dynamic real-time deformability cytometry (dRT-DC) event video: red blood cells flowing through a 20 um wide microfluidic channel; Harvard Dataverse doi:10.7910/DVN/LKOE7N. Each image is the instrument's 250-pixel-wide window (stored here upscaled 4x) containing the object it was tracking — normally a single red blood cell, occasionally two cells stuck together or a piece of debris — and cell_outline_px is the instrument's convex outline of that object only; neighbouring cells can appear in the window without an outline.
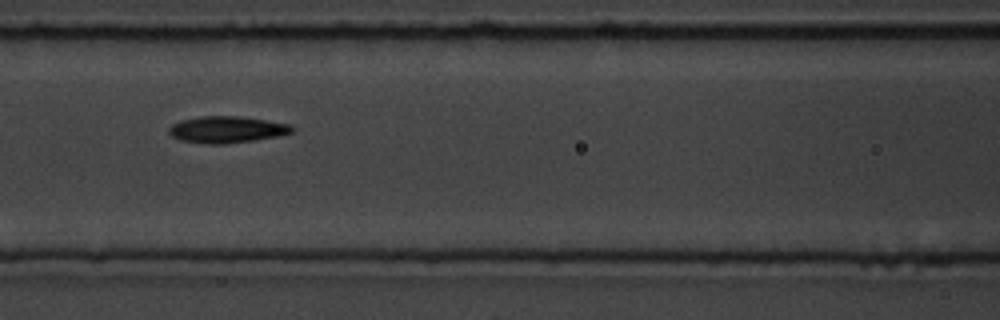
{"species": "common noctule bat (a hibernating species)", "species_latin": "Nyctalus noctula", "temperature_condition": "room temperature", "stored_images_in_passage": 11, "camera_frame_rate_fps": 3000, "um_per_image_px": 0.085, "animal": {"sex": "male", "body_mass_g": 19.5, "forearm_length_mm": 54.6}, "frame": {"image": 1, "passage_image": 7, "time_ms": 7.667, "image_size_px": [1000, 320], "cell_outline_px": [[296, 128], [292, 132], [276, 136], [252, 140], [224, 144], [212, 144], [180, 140], [172, 136], [168, 132], [168, 128], [172, 124], [180, 120], [200, 116], [240, 116], [292, 124]], "centroid_in_image_um": [19.28, 11.0], "position_along_channel_um": 147.3, "area_um2": 19.07}}
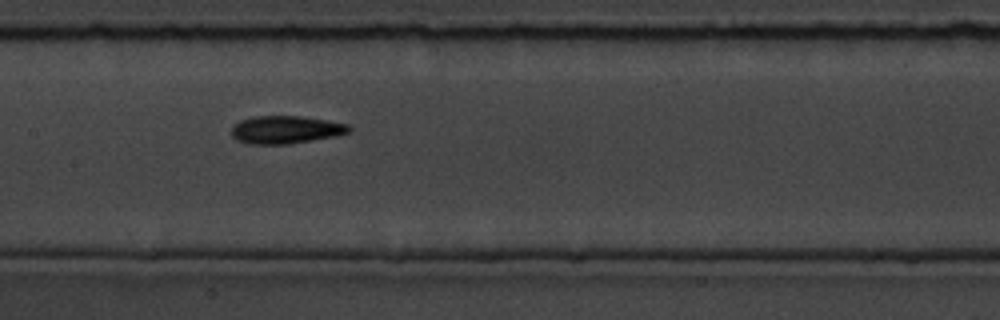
{"frame": {"image": 2, "passage_image": 8, "time_ms": 8.667, "image_size_px": [1000, 320], "cell_outline_px": [[352, 128], [348, 132], [336, 136], [288, 144], [248, 144], [236, 140], [232, 136], [232, 128], [240, 120], [256, 116], [300, 116], [348, 124]], "centroid_in_image_um": [24.27, 11.03], "position_along_channel_um": 183.1, "area_um2": 18.9}}
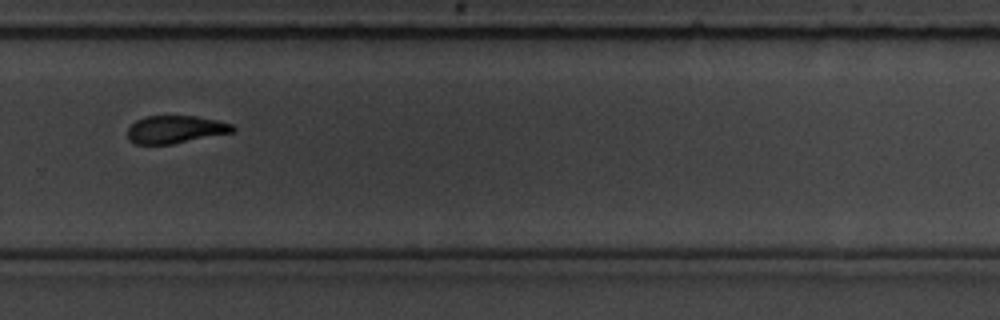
{"frame": {"image": 3, "passage_image": 11, "time_ms": 12.333, "image_size_px": [1000, 320], "cell_outline_px": [[236, 128], [232, 132], [172, 144], [136, 144], [128, 140], [128, 128], [136, 120], [144, 116], [196, 116], [216, 120], [232, 124]], "centroid_in_image_um": [14.88, 11.0], "position_along_channel_um": 314.9, "area_um2": 16.88}}